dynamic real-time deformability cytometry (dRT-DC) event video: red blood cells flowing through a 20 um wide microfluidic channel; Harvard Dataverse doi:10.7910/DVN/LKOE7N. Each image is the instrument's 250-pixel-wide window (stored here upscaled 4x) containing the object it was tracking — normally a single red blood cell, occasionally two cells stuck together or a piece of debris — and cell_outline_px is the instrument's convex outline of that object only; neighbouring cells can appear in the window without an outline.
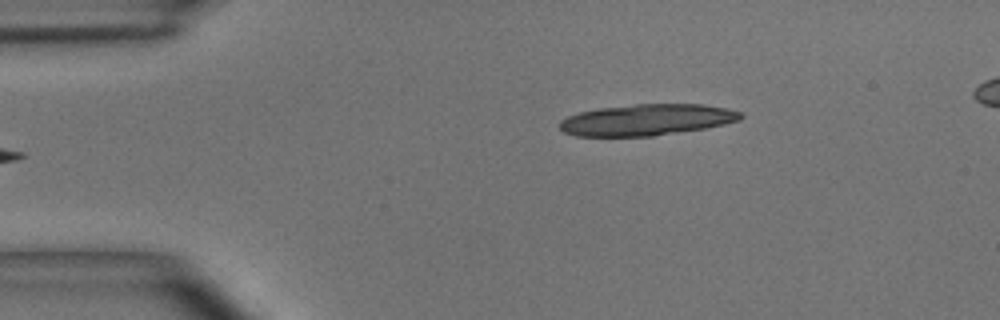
{"species": "common noctule bat (a hibernating species)", "species_latin": "Nyctalus noctula", "temperature_condition": "room temperature", "stored_images_in_passage": 4, "segment_of_instrument_passage": [2, 2], "camera_frame_rate_fps": 3000, "um_per_image_px": 0.085, "animal": {"sex": "male", "body_mass_g": 15.6}, "frame": {"image": 1, "passage_image": 4, "time_ms": 1.0, "image_size_px": [1000, 320], "cell_outline_px": [[744, 116], [740, 120], [724, 124], [704, 128], [652, 136], [576, 136], [564, 132], [560, 128], [560, 120], [568, 116], [580, 112], [596, 108], [636, 104], [704, 104], [728, 108], [740, 112]], "centroid_in_image_um": [54.97, 10.18], "position_along_channel_um": 30.0, "area_um2": 33.0}}